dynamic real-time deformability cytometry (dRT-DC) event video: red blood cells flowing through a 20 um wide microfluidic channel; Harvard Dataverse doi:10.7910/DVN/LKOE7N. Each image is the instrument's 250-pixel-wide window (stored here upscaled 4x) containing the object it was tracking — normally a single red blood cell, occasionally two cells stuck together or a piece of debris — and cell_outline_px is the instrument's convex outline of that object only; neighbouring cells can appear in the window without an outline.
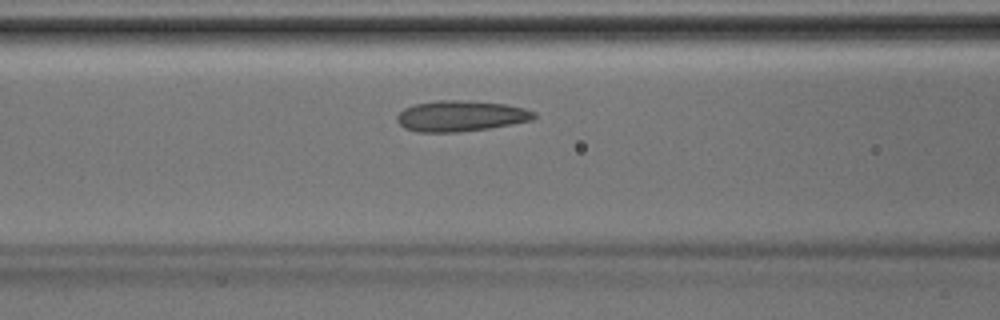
{"species": "Egyptian fruit bat (a non-hibernating species)", "species_latin": "Rousettus aegyptiacus", "temperature_condition": "room temperature", "stored_images_in_passage": 35, "camera_frame_rate_fps": 3000, "um_per_image_px": 0.085, "animal": {"sex": "male"}, "frame": {"image": 1, "passage_image": 11, "time_ms": 3.333, "image_size_px": [1000, 320], "cell_outline_px": [[536, 116], [532, 120], [488, 128], [460, 132], [416, 132], [404, 128], [396, 120], [396, 116], [404, 108], [412, 104], [436, 100], [468, 100], [504, 104], [524, 108], [536, 112]], "centroid_in_image_um": [39.12, 9.85], "position_along_channel_um": 127.5, "area_um2": 24.74}}
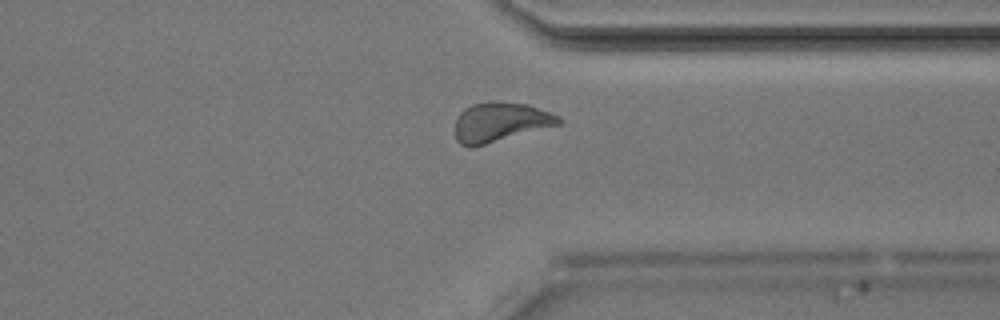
{"frame": {"image": 2, "passage_image": 26, "time_ms": 8.333, "image_size_px": [1000, 320], "cell_outline_px": [[564, 120], [560, 124], [472, 148], [468, 148], [460, 144], [456, 140], [456, 116], [464, 108], [472, 104], [488, 100], [492, 100], [528, 104], [560, 116]], "centroid_in_image_um": [42.5, 10.37], "position_along_channel_um": 368.9, "area_um2": 24.16}}
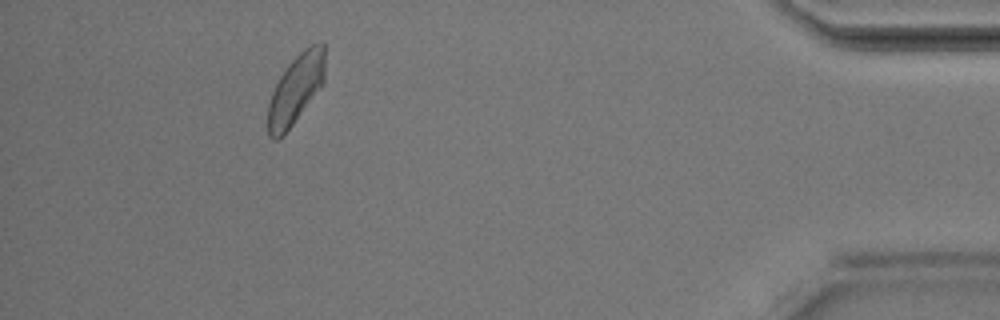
{"frame": {"image": 3, "passage_image": 32, "time_ms": 10.333, "image_size_px": [1000, 320], "cell_outline_px": [[324, 80], [320, 88], [284, 136], [276, 140], [272, 140], [268, 136], [268, 104], [272, 92], [280, 76], [288, 64], [304, 48], [312, 44], [324, 44]], "centroid_in_image_um": [25.11, 7.63], "position_along_channel_um": 410.1, "area_um2": 22.89}}